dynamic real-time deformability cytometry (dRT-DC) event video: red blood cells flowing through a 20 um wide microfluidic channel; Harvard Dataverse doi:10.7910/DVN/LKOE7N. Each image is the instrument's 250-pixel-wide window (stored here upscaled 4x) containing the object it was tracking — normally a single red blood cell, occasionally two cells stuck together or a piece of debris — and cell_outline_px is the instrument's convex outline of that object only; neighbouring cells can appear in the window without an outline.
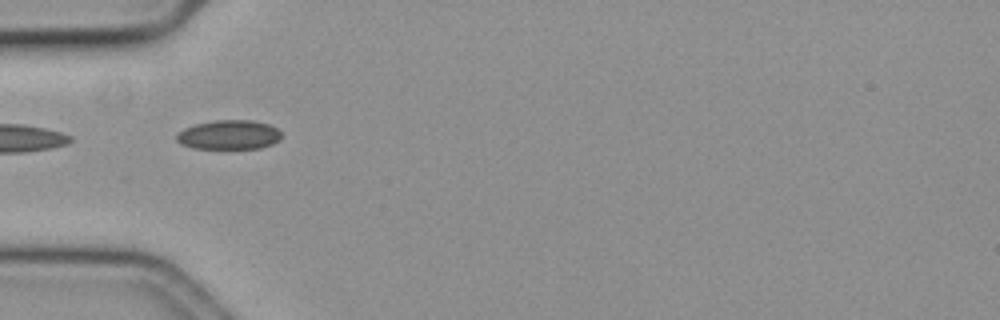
{"species": "common noctule bat (a hibernating species)", "species_latin": "Nyctalus noctula", "temperature_condition": "cold", "stored_images_in_passage": 10, "camera_frame_rate_fps": 3000, "um_per_image_px": 0.085, "animal": {"sex": "female", "body_mass_g": 19.3, "forearm_length_mm": 54.1}, "frame": {"image": 1, "passage_image": 1, "time_ms": 0.0, "image_size_px": [1000, 320], "cell_outline_px": [[280, 140], [272, 144], [260, 148], [192, 148], [180, 144], [176, 140], [176, 136], [184, 128], [196, 124], [216, 120], [252, 120], [268, 124], [276, 128], [280, 132]], "centroid_in_image_um": [19.46, 11.46], "position_along_channel_um": 65.5, "area_um2": 17.8}}
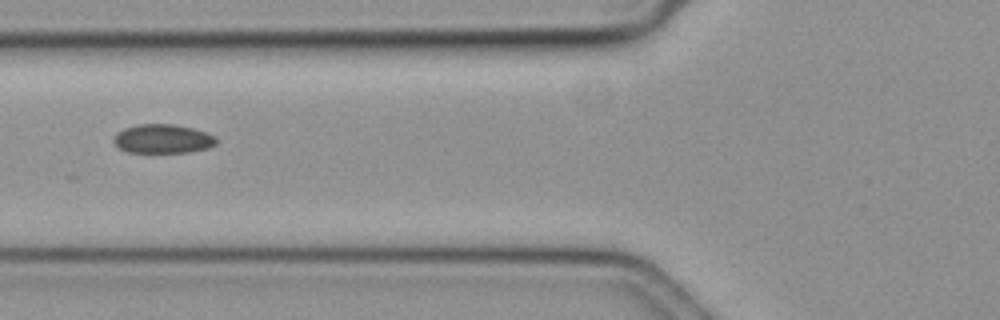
{"frame": {"image": 2, "passage_image": 5, "time_ms": 1.333, "image_size_px": [1000, 320], "cell_outline_px": [[216, 144], [208, 148], [192, 152], [128, 152], [120, 148], [112, 140], [116, 132], [124, 128], [136, 124], [172, 124], [192, 128], [216, 136]], "centroid_in_image_um": [13.82, 11.79], "position_along_channel_um": 112.0, "area_um2": 17.34}}